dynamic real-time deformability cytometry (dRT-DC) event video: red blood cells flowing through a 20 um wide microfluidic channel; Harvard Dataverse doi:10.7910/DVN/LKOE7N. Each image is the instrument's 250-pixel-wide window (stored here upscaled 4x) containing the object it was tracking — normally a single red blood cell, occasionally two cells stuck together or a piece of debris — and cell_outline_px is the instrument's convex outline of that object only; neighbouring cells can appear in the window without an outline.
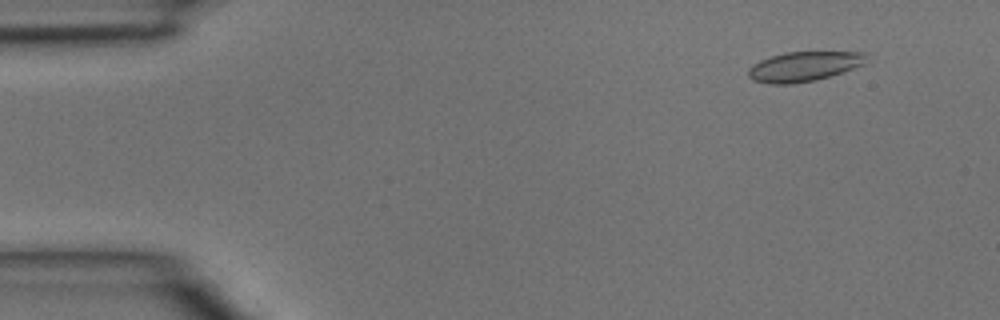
{"species": "common noctule bat (a hibernating species)", "species_latin": "Nyctalus noctula", "temperature_condition": "room temperature", "stored_images_in_passage": 3, "segment_of_instrument_passage": [2, 2], "camera_frame_rate_fps": 3000, "um_per_image_px": 0.085, "animal": {"sex": "male", "body_mass_g": 15.6}, "frame": {"image": 1, "passage_image": 3, "time_ms": 0.667, "image_size_px": [1000, 320], "cell_outline_px": [[868, 52], [864, 64], [844, 72], [816, 80], [792, 84], [768, 84], [752, 80], [748, 76], [748, 68], [752, 64], [760, 60], [784, 52]], "centroid_in_image_um": [68.32, 5.65], "position_along_channel_um": 16.7, "area_um2": 20.63}}